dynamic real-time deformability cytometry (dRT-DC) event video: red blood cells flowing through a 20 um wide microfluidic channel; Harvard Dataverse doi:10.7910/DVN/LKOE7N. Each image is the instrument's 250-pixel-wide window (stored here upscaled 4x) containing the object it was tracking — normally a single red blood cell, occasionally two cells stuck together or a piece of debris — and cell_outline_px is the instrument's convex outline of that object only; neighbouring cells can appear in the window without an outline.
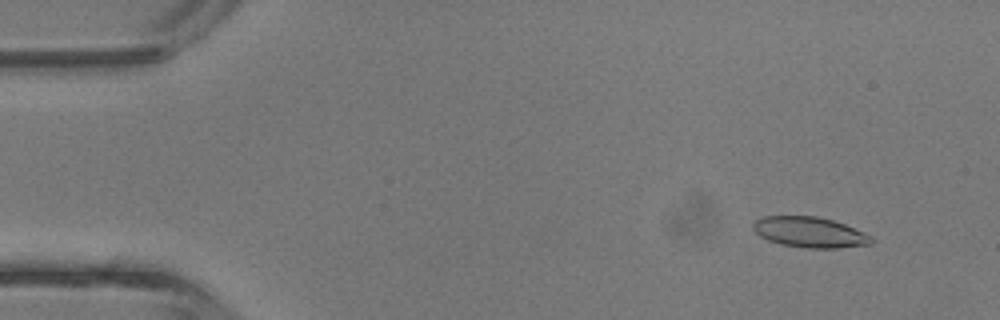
{"species": "common noctule bat (a hibernating species)", "species_latin": "Nyctalus noctula", "temperature_condition": "room temperature", "stored_images_in_passage": 43, "camera_frame_rate_fps": 3000, "um_per_image_px": 0.085, "animal": {"sex": "male", "body_mass_g": 13.3}, "frame": {"image": 1, "passage_image": 4, "time_ms": 1.0, "image_size_px": [1000, 320], "cell_outline_px": [[872, 244], [836, 248], [808, 248], [780, 244], [768, 240], [760, 236], [752, 228], [752, 224], [756, 220], [764, 216], [816, 216], [832, 220], [844, 224], [864, 232], [872, 236]], "centroid_in_image_um": [68.82, 19.74], "position_along_channel_um": 16.2, "area_um2": 20.98}}
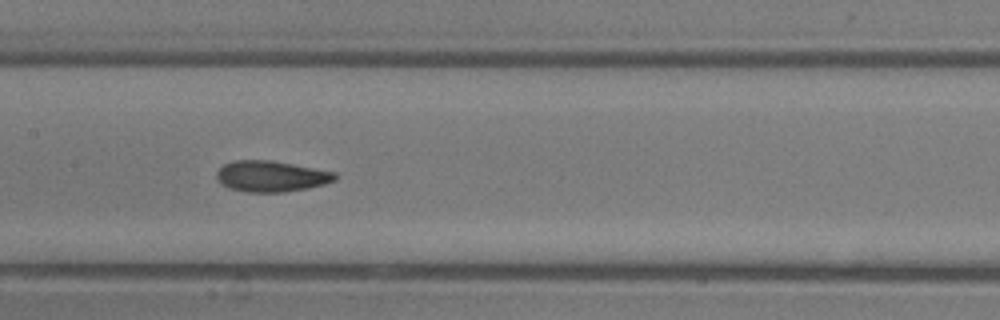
{"frame": {"image": 2, "passage_image": 21, "time_ms": 6.667, "image_size_px": [1000, 320], "cell_outline_px": [[336, 180], [324, 184], [308, 188], [284, 192], [248, 192], [228, 188], [220, 184], [216, 176], [216, 172], [224, 164], [236, 160], [272, 160], [336, 172]], "centroid_in_image_um": [23.04, 14.98], "position_along_channel_um": 184.4, "area_um2": 21.44}}
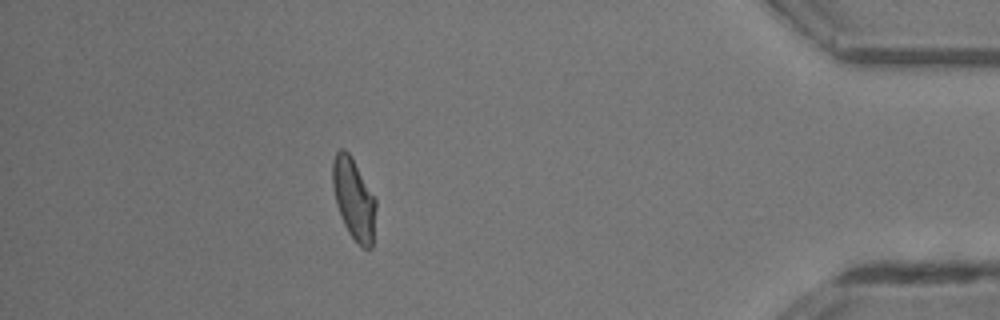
{"frame": {"image": 3, "passage_image": 38, "time_ms": 12.333, "image_size_px": [1000, 320], "cell_outline_px": [[376, 208], [372, 248], [364, 248], [348, 232], [344, 224], [336, 204], [332, 184], [332, 160], [336, 152], [340, 148], [344, 148], [348, 152], [376, 200]], "centroid_in_image_um": [30.05, 16.9], "position_along_channel_um": 405.1, "area_um2": 20.17}, "authors_computed_cell_mechanics": {"area_um2": 21.097, "velocity_mm_per_s": 4.808, "shape_relaxation_time_tau1_ms": 6.3816, "shape_relaxation_time_tau2_ms": 1.7066, "deformation_change_tau1": 0.1823, "deformation_change_tau2": 0.072}}